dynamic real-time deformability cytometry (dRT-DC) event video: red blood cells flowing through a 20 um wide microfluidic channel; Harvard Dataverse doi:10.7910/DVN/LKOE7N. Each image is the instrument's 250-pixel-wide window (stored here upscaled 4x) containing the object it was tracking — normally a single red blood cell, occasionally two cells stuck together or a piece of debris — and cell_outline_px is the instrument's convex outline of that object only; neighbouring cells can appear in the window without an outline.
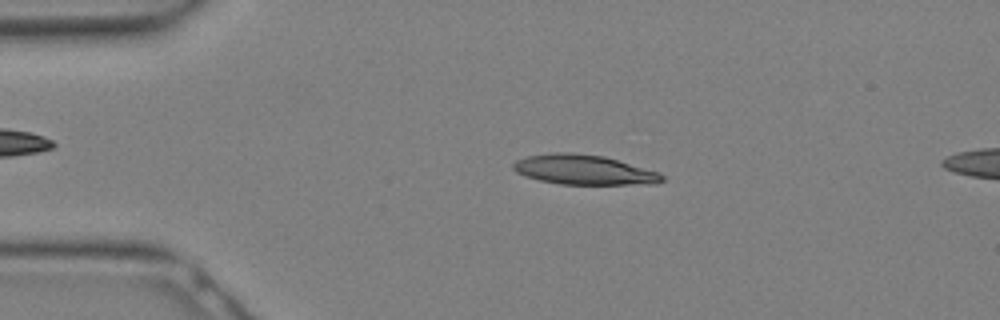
{"species": "Egyptian fruit bat (a non-hibernating species)", "species_latin": "Rousettus aegyptiacus", "temperature_condition": "warm", "stored_images_in_passage": 13, "camera_frame_rate_fps": 3000, "um_per_image_px": 0.085, "animal": {"sex": "female"}, "frame": {"image": 1, "passage_image": 5, "time_ms": 1.333, "image_size_px": [1000, 320], "cell_outline_px": [[664, 180], [656, 184], [560, 184], [540, 180], [524, 176], [516, 172], [512, 168], [512, 164], [516, 160], [528, 156], [552, 152], [572, 152], [604, 156], [660, 172], [664, 176]], "centroid_in_image_um": [49.63, 14.43], "position_along_channel_um": 35.4, "area_um2": 25.95}}
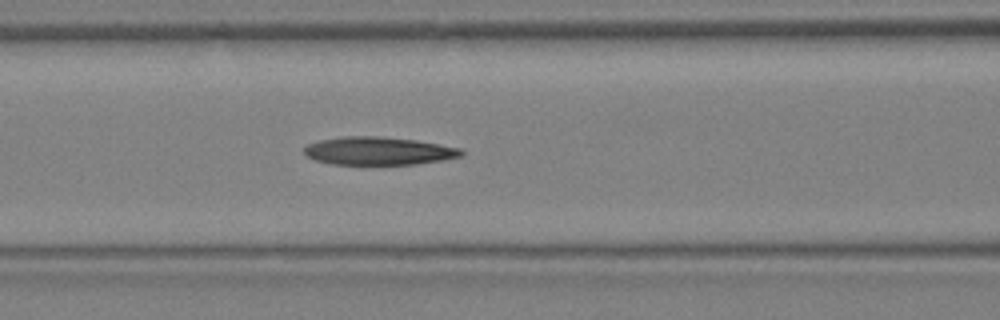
{"frame": {"image": 2, "passage_image": 11, "time_ms": 3.333, "image_size_px": [1000, 320], "cell_outline_px": [[464, 156], [416, 164], [332, 164], [316, 160], [308, 156], [304, 152], [304, 148], [308, 144], [320, 140], [340, 136], [380, 136], [416, 140], [460, 148], [464, 152]], "centroid_in_image_um": [32.18, 12.82], "position_along_channel_um": 134.4, "area_um2": 25.55}}
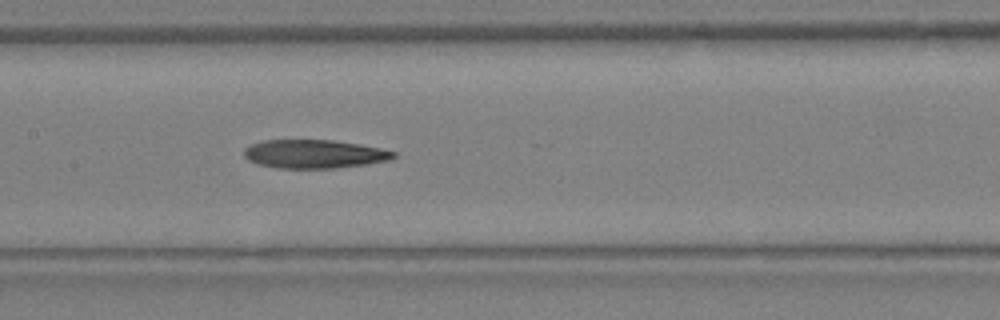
{"frame": {"image": 3, "passage_image": 13, "time_ms": 4.0, "image_size_px": [1000, 320], "cell_outline_px": [[396, 156], [388, 160], [368, 164], [336, 168], [276, 168], [256, 164], [248, 160], [244, 156], [244, 148], [248, 144], [264, 140], [332, 140], [380, 148], [396, 152]], "centroid_in_image_um": [26.65, 13.09], "position_along_channel_um": 180.7, "area_um2": 24.97}}